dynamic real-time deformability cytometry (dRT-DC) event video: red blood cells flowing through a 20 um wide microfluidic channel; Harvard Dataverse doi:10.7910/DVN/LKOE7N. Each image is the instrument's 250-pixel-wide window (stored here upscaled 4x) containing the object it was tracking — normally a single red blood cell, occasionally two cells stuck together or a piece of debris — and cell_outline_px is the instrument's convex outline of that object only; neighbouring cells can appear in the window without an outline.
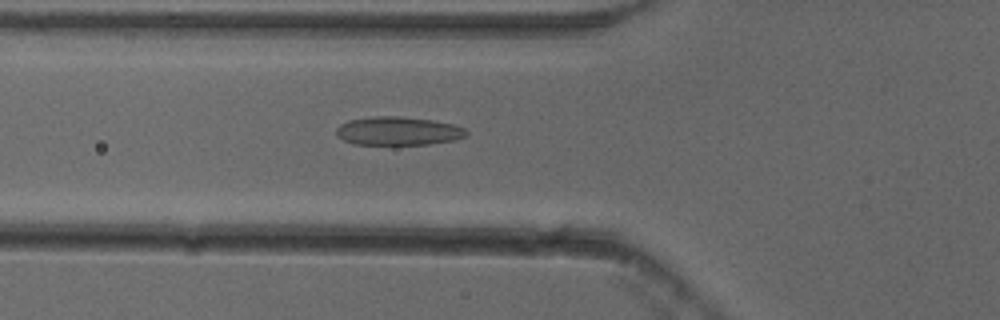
{"species": "common noctule bat (a hibernating species)", "species_latin": "Nyctalus noctula", "temperature_condition": "cold", "stored_images_in_passage": 54, "camera_frame_rate_fps": 3000, "um_per_image_px": 0.085, "animal": {"sex": "female"}, "frame": {"image": 1, "passage_image": 20, "time_ms": 6.333, "image_size_px": [1000, 320], "cell_outline_px": [[468, 132], [464, 136], [452, 140], [428, 144], [352, 144], [336, 136], [336, 128], [340, 124], [348, 120], [376, 116], [396, 116], [432, 120], [452, 124], [464, 128]], "centroid_in_image_um": [33.78, 11.13], "position_along_channel_um": 92.0, "area_um2": 21.39}}
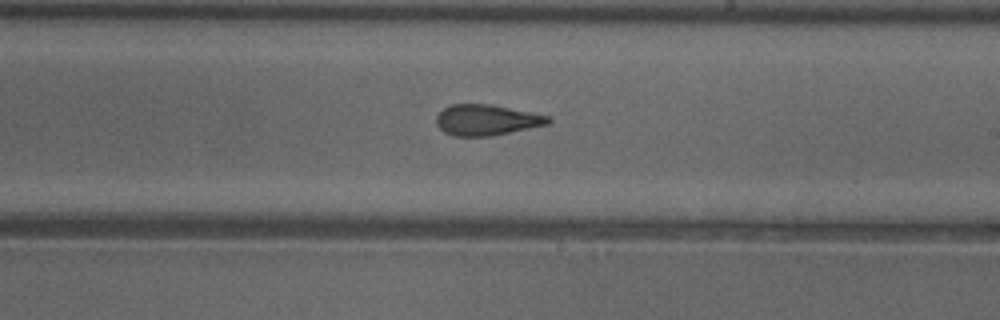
{"frame": {"image": 2, "passage_image": 32, "time_ms": 10.333, "image_size_px": [1000, 320], "cell_outline_px": [[552, 120], [548, 124], [488, 136], [452, 136], [444, 132], [436, 124], [436, 116], [444, 108], [452, 104], [492, 104], [532, 112], [548, 116]], "centroid_in_image_um": [41.33, 10.19], "position_along_channel_um": 247.7, "area_um2": 19.94}}
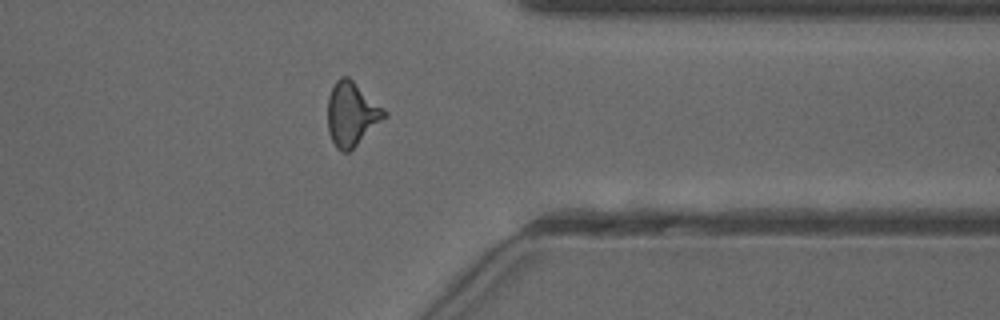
{"frame": {"image": 3, "passage_image": 43, "time_ms": 14.0, "image_size_px": [1000, 320], "cell_outline_px": [[388, 116], [348, 152], [340, 152], [336, 148], [328, 132], [328, 96], [336, 80], [340, 76], [348, 76], [384, 108], [388, 112]], "centroid_in_image_um": [29.89, 9.69], "position_along_channel_um": 381.5, "area_um2": 21.1}, "authors_computed_cell_mechanics": {"area_um2": 20.8947, "velocity_mm_per_s": 3.8733, "shape_relaxation_time_tau1_ms": 9.2609, "shape_relaxation_time_tau2_ms": 2.8619, "deformation_change_tau1": 0.1992, "deformation_change_tau2": 0.1044}}